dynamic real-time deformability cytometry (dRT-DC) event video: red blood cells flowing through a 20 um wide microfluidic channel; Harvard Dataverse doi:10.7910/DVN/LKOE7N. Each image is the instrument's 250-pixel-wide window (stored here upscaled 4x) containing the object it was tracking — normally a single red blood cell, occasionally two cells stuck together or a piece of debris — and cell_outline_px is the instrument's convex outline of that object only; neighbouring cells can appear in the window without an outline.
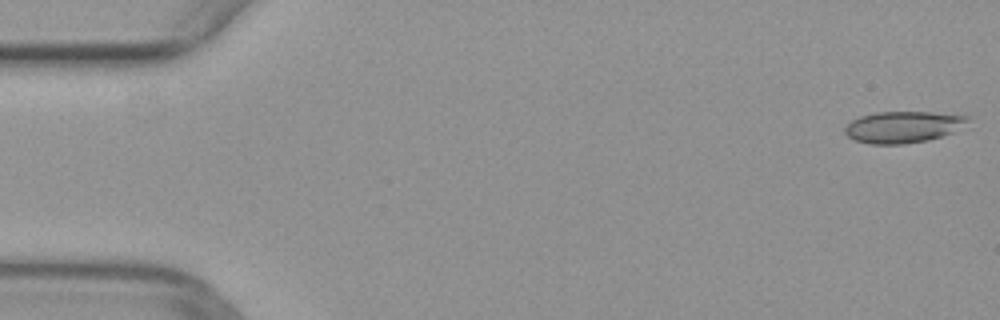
{"species": "common noctule bat (a hibernating species)", "species_latin": "Nyctalus noctula", "temperature_condition": "warm", "stored_images_in_passage": 49, "camera_frame_rate_fps": 3000, "um_per_image_px": 0.085, "animal": {"sex": "female", "body_mass_g": 29.2, "forearm_length_mm": 56.3}, "frame": {"image": 1, "passage_image": 1, "time_ms": 0.0, "image_size_px": [1000, 320], "cell_outline_px": [[972, 116], [968, 120], [952, 132], [928, 140], [904, 144], [868, 144], [856, 140], [848, 136], [844, 132], [844, 128], [852, 120], [860, 116], [876, 112], [932, 112]], "centroid_in_image_um": [76.72, 10.79], "position_along_channel_um": 8.3, "area_um2": 22.37}}
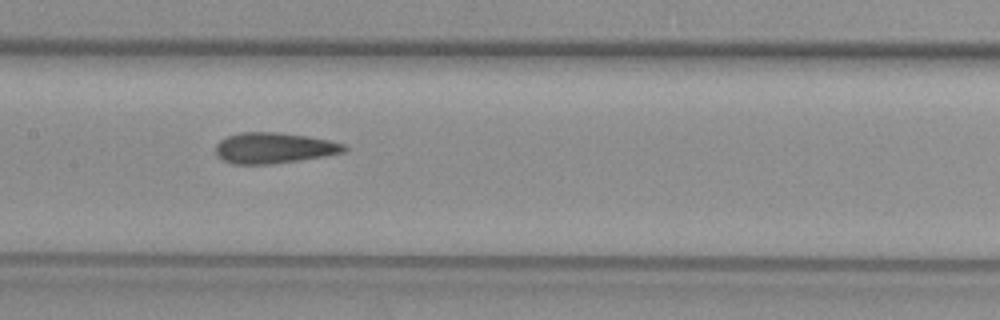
{"frame": {"image": 2, "passage_image": 24, "time_ms": 7.667, "image_size_px": [1000, 320], "cell_outline_px": [[348, 148], [344, 152], [324, 156], [300, 160], [272, 164], [232, 164], [216, 156], [216, 144], [220, 140], [228, 136], [240, 132], [276, 132], [304, 136], [328, 140], [344, 144]], "centroid_in_image_um": [23.25, 12.58], "position_along_channel_um": 184.1, "area_um2": 22.95}}
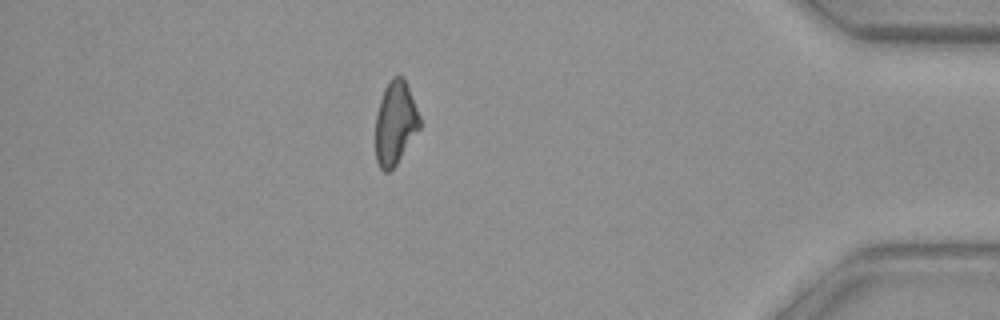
{"frame": {"image": 3, "passage_image": 43, "time_ms": 14.0, "image_size_px": [1000, 320], "cell_outline_px": [[420, 128], [396, 164], [388, 172], [384, 172], [380, 168], [376, 160], [376, 112], [384, 88], [388, 80], [392, 76], [404, 76], [420, 116]], "centroid_in_image_um": [33.59, 10.42], "position_along_channel_um": 401.6, "area_um2": 21.5}}